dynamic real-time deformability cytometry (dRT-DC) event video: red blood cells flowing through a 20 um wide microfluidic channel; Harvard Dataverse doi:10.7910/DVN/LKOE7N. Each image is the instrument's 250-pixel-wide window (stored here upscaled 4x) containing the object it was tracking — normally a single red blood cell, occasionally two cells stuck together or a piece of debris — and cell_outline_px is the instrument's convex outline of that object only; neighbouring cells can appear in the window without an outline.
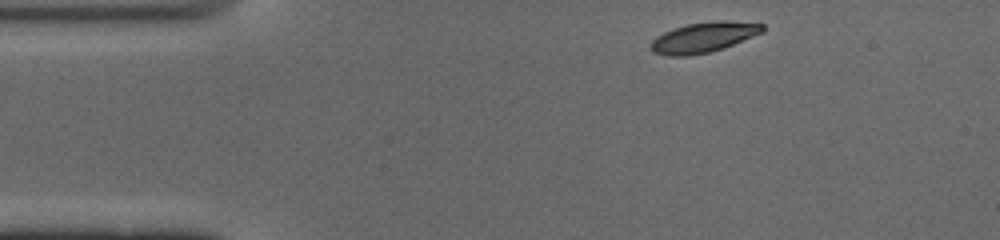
{"species": "common noctule bat (a hibernating species)", "species_latin": "Nyctalus noctula", "temperature_condition": "cold", "stored_images_in_passage": 44, "camera_frame_rate_fps": 3000, "um_per_image_px": 0.085, "animal": {"sex": "male", "body_mass_g": 19.0, "forearm_length_mm": 50.8}, "frame": {"image": 1, "passage_image": 1, "time_ms": 0.0, "image_size_px": [1000, 240], "cell_outline_px": [[764, 32], [724, 48], [708, 52], [688, 56], [668, 56], [652, 52], [648, 48], [648, 44], [656, 36], [664, 32], [688, 24], [716, 20], [724, 20], [764, 24]], "centroid_in_image_um": [59.78, 3.18], "position_along_channel_um": 25.2, "area_um2": 19.83}}
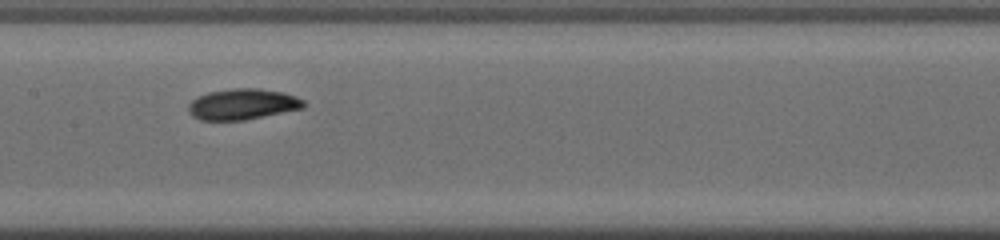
{"frame": {"image": 2, "passage_image": 18, "time_ms": 5.667, "image_size_px": [1000, 240], "cell_outline_px": [[308, 104], [304, 108], [244, 120], [200, 120], [192, 116], [188, 112], [188, 104], [196, 96], [208, 92], [232, 88], [260, 88], [284, 92], [296, 96], [304, 100]], "centroid_in_image_um": [20.63, 8.85], "position_along_channel_um": 186.8, "area_um2": 21.04}}
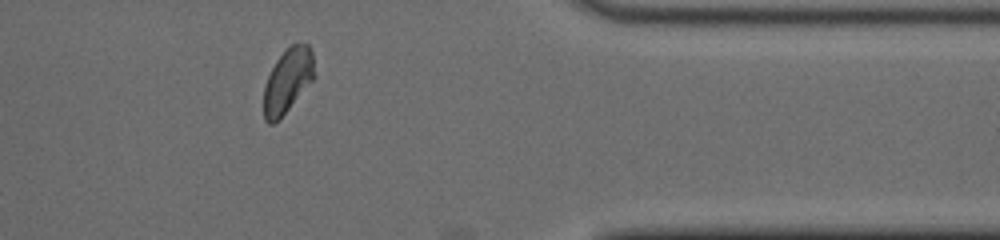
{"frame": {"image": 3, "passage_image": 35, "time_ms": 11.333, "image_size_px": [1000, 240], "cell_outline_px": [[316, 76], [288, 108], [272, 124], [268, 124], [264, 120], [264, 84], [276, 60], [292, 44], [308, 44], [312, 52]], "centroid_in_image_um": [24.46, 6.83], "position_along_channel_um": 386.9, "area_um2": 18.55}, "authors_computed_cell_mechanics": {"area_um2": 19.5364, "velocity_mm_per_s": 3.891, "shape_relaxation_time_tau1_ms": 2.1388, "shape_relaxation_time_tau2_ms": 2.6631, "deformation_change_tau1": 0.1111, "deformation_change_tau2": 0.0753}}